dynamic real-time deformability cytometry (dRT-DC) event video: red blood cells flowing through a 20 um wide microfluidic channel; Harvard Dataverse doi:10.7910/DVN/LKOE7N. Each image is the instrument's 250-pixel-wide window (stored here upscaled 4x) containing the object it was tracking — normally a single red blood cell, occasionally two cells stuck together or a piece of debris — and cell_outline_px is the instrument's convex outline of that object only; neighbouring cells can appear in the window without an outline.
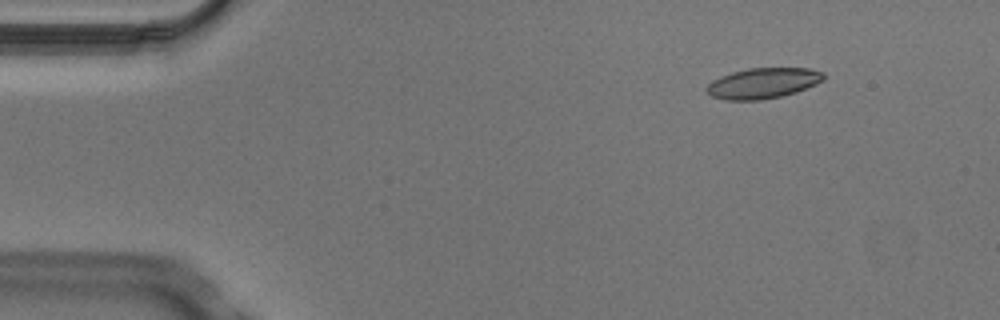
{"species": "Egyptian fruit bat (a non-hibernating species)", "species_latin": "Rousettus aegyptiacus", "temperature_condition": "cold", "stored_images_in_passage": 6, "camera_frame_rate_fps": 3000, "um_per_image_px": 0.085, "animal": {"sex": "male"}, "frame": {"image": 1, "passage_image": 2, "time_ms": 0.333, "image_size_px": [1000, 320], "cell_outline_px": [[824, 80], [816, 84], [796, 92], [780, 96], [760, 100], [724, 100], [712, 96], [704, 88], [712, 80], [720, 76], [732, 72], [748, 68], [808, 68], [824, 72]], "centroid_in_image_um": [64.84, 7.07], "position_along_channel_um": 20.2, "area_um2": 20.87}}
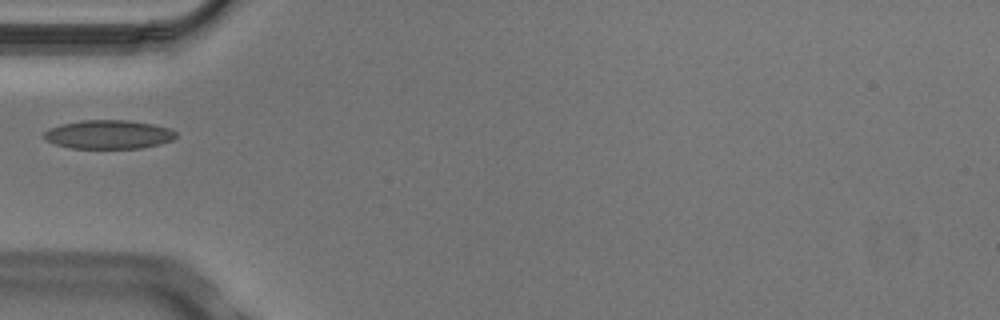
{"frame": {"image": 2, "passage_image": 5, "time_ms": 1.333, "image_size_px": [1000, 320], "cell_outline_px": [[176, 136], [172, 140], [160, 144], [140, 148], [72, 148], [56, 144], [44, 140], [44, 132], [48, 128], [60, 124], [80, 120], [128, 120], [152, 124], [168, 128], [176, 132]], "centroid_in_image_um": [9.2, 11.42], "position_along_channel_um": 75.8, "area_um2": 22.14}}